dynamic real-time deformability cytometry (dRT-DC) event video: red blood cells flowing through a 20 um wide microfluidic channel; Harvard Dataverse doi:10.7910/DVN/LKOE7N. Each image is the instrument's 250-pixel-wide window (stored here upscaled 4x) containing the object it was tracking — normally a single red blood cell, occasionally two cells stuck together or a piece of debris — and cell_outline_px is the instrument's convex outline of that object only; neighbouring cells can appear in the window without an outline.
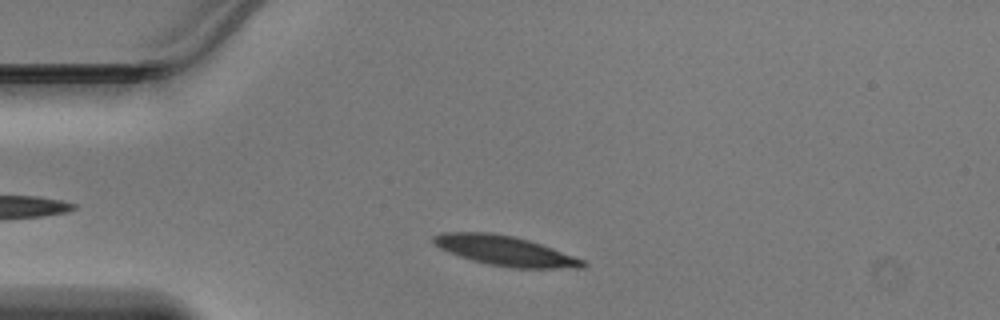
{"species": "Egyptian fruit bat (a non-hibernating species)", "species_latin": "Rousettus aegyptiacus", "temperature_condition": "warm", "stored_images_in_passage": 37, "camera_frame_rate_fps": 3000, "um_per_image_px": 0.085, "animal": {"sex": "male"}, "frame": {"image": 1, "passage_image": 5, "time_ms": 1.333, "image_size_px": [1000, 320], "cell_outline_px": [[588, 264], [584, 268], [512, 268], [488, 264], [472, 260], [448, 252], [432, 244], [432, 236], [444, 232], [488, 232], [512, 236], [528, 240], [552, 248], [584, 260]], "centroid_in_image_um": [42.91, 21.32], "position_along_channel_um": 42.1, "area_um2": 25.84}}
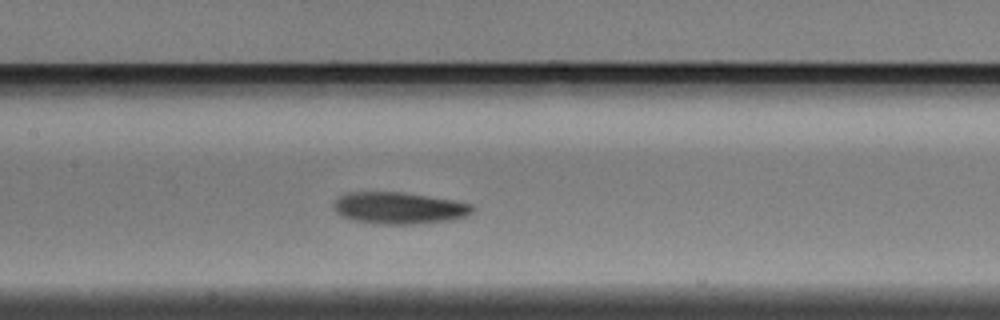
{"frame": {"image": 2, "passage_image": 16, "time_ms": 5.0, "image_size_px": [1000, 320], "cell_outline_px": [[476, 208], [468, 216], [452, 220], [416, 224], [376, 224], [352, 220], [340, 216], [332, 208], [332, 204], [344, 192], [404, 192], [452, 200], [472, 204]], "centroid_in_image_um": [33.9, 17.69], "position_along_channel_um": 173.5, "area_um2": 26.07}}
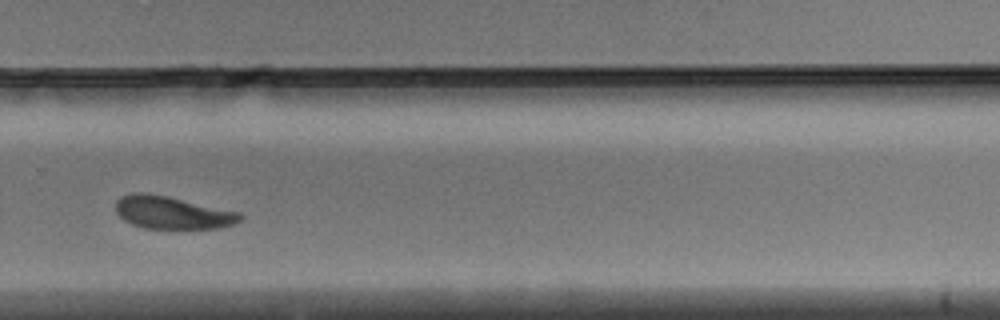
{"frame": {"image": 3, "passage_image": 26, "time_ms": 8.333, "image_size_px": [1000, 320], "cell_outline_px": [[244, 216], [240, 220], [232, 224], [220, 228], [144, 228], [132, 224], [124, 220], [116, 212], [116, 200], [120, 196], [132, 192], [144, 192], [168, 196], [240, 212]], "centroid_in_image_um": [14.62, 18.05], "position_along_channel_um": 315.2, "area_um2": 23.7}}